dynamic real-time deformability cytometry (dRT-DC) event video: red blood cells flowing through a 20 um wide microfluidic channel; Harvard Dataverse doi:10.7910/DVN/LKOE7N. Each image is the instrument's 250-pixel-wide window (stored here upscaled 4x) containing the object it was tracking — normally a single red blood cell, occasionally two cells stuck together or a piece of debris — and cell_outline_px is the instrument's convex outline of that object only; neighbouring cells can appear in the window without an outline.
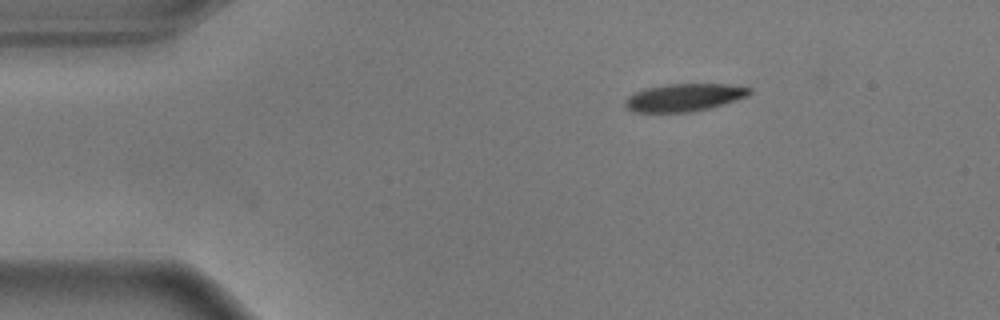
{"species": "common noctule bat (a hibernating species)", "species_latin": "Nyctalus noctula", "temperature_condition": "warm", "stored_images_in_passage": 35, "camera_frame_rate_fps": 3000, "um_per_image_px": 0.085, "animal": {"sex": "male", "body_mass_g": 17.9}, "frame": {"image": 1, "passage_image": 1, "time_ms": 0.0, "image_size_px": [1000, 320], "cell_outline_px": [[752, 92], [748, 96], [724, 104], [692, 112], [632, 112], [624, 108], [624, 100], [628, 96], [644, 88], [664, 84], [728, 84], [752, 88]], "centroid_in_image_um": [58.12, 8.28], "position_along_channel_um": 26.9, "area_um2": 20.29}}
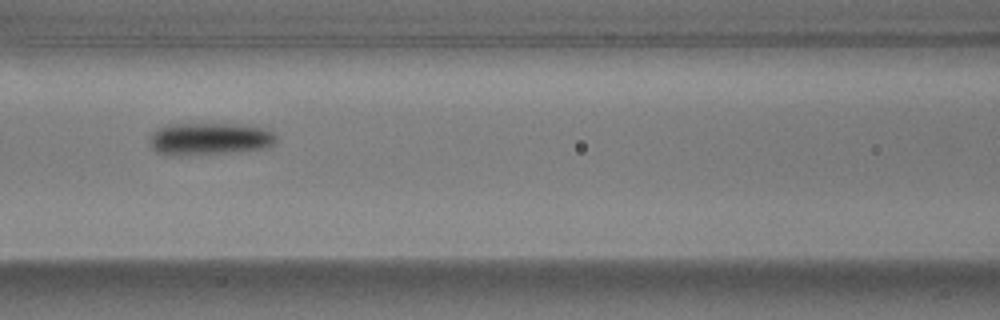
{"frame": {"image": 2, "passage_image": 16, "time_ms": 5.0, "image_size_px": [1000, 320], "cell_outline_px": [[276, 140], [268, 148], [236, 152], [172, 156], [156, 152], [152, 148], [152, 132], [168, 124], [244, 124], [264, 128], [272, 132], [276, 136]], "centroid_in_image_um": [17.85, 11.81], "position_along_channel_um": 148.8, "area_um2": 23.87}}
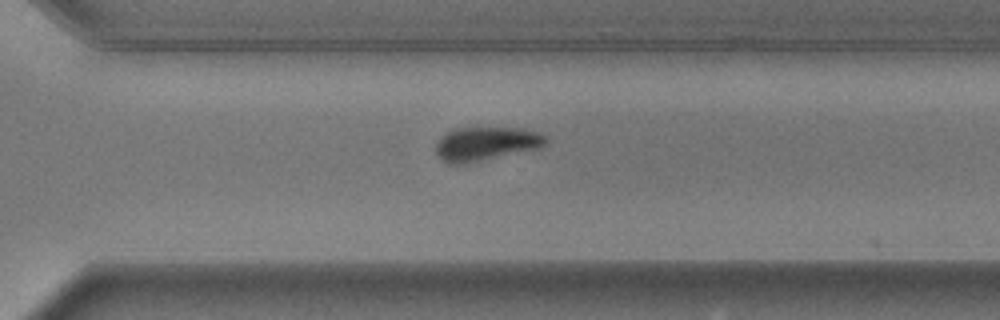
{"frame": {"image": 3, "passage_image": 31, "time_ms": 10.0, "image_size_px": [1000, 320], "cell_outline_px": [[548, 140], [540, 148], [464, 164], [452, 164], [436, 156], [436, 140], [444, 132], [452, 128], [524, 128], [540, 132], [548, 136]], "centroid_in_image_um": [41.3, 12.2], "position_along_channel_um": 329.3, "area_um2": 21.96}, "authors_computed_cell_mechanics": {"area_um2": 22.831, "velocity_mm_per_s": 3.6242, "shape_relaxation_time_tau1_ms": 2.9605, "shape_relaxation_time_tau2_ms": null, "deformation_change_tau1": 0.1717, "deformation_change_tau2": null}}